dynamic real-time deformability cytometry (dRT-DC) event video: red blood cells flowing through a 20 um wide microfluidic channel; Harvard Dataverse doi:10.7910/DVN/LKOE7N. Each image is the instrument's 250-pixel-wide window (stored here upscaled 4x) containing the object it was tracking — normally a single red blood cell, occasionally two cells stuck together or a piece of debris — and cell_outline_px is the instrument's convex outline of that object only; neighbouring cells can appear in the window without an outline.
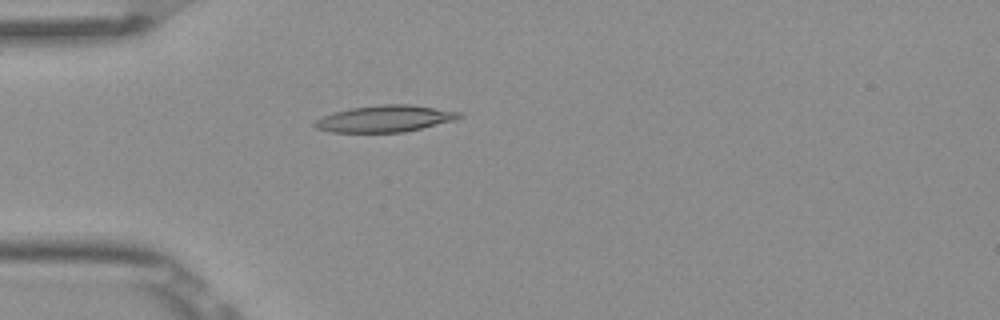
{"species": "Egyptian fruit bat (a non-hibernating species)", "species_latin": "Rousettus aegyptiacus", "temperature_condition": "room temperature", "stored_images_in_passage": 5, "camera_frame_rate_fps": 3000, "um_per_image_px": 0.085, "frame": {"image": 1, "passage_image": 5, "time_ms": 1.333, "image_size_px": [1000, 320], "cell_outline_px": [[464, 116], [456, 120], [404, 132], [332, 132], [316, 128], [312, 124], [316, 120], [332, 112], [352, 108], [380, 104], [412, 104], [464, 112]], "centroid_in_image_um": [32.78, 10.08], "position_along_channel_um": 52.2, "area_um2": 22.6}}